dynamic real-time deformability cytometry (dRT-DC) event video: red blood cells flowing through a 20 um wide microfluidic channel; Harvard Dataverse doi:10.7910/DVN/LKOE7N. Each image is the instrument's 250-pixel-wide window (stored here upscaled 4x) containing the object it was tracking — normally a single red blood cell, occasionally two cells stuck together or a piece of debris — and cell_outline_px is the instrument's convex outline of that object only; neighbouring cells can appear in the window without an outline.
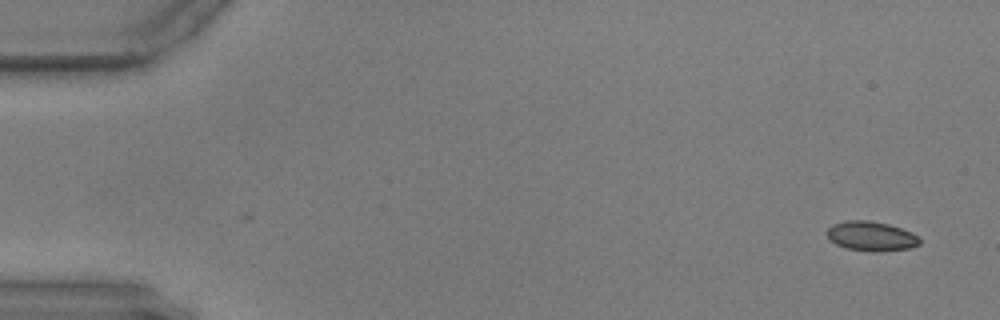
{"species": "common noctule bat (a hibernating species)", "species_latin": "Nyctalus noctula", "temperature_condition": "warm", "stored_images_in_passage": 56, "camera_frame_rate_fps": 3000, "um_per_image_px": 0.085, "animal": {"sex": "male", "body_mass_g": 17.9, "forearm_length_mm": 54.2}, "frame": {"image": 1, "passage_image": 1, "time_ms": 0.0, "image_size_px": [1000, 320], "cell_outline_px": [[920, 244], [912, 248], [880, 252], [872, 252], [844, 248], [828, 240], [824, 232], [832, 224], [844, 220], [868, 220], [888, 224], [912, 232], [920, 240]], "centroid_in_image_um": [74.0, 20.08], "position_along_channel_um": 11.0, "area_um2": 16.36}}
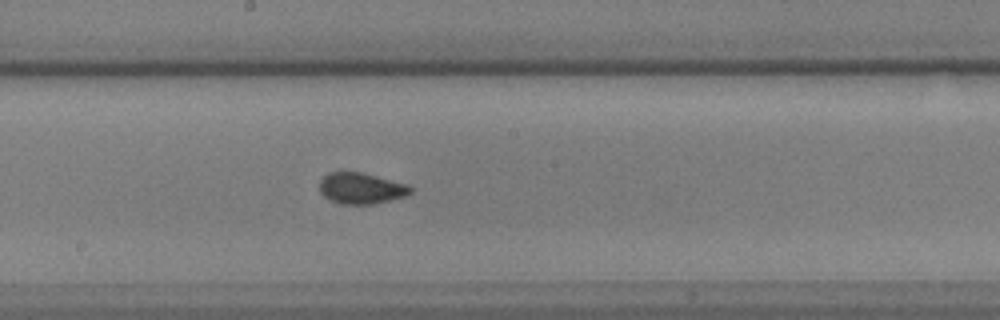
{"frame": {"image": 2, "passage_image": 30, "time_ms": 9.667, "image_size_px": [1000, 320], "cell_outline_px": [[412, 192], [404, 196], [376, 204], [340, 204], [324, 196], [320, 192], [320, 180], [328, 172], [360, 172], [408, 184], [412, 188]], "centroid_in_image_um": [30.7, 16.01], "position_along_channel_um": 217.5, "area_um2": 16.42}}
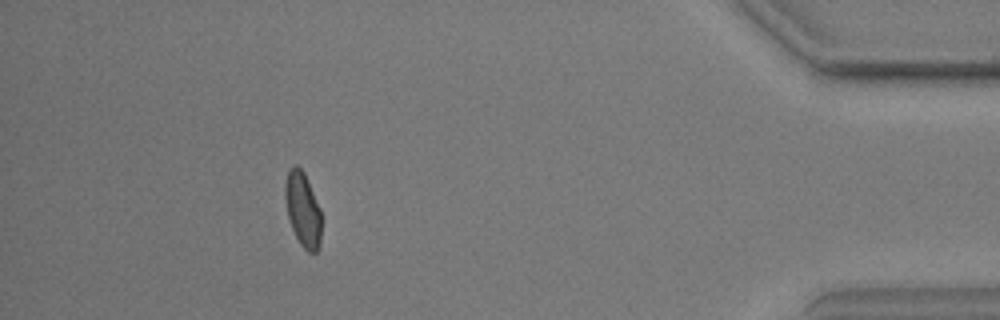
{"frame": {"image": 3, "passage_image": 51, "time_ms": 16.667, "image_size_px": [1000, 320], "cell_outline_px": [[320, 244], [316, 252], [308, 252], [300, 244], [292, 228], [288, 216], [284, 196], [284, 184], [288, 172], [292, 164], [296, 164], [304, 172], [320, 208]], "centroid_in_image_um": [25.72, 17.77], "position_along_channel_um": 409.5, "area_um2": 15.66}}